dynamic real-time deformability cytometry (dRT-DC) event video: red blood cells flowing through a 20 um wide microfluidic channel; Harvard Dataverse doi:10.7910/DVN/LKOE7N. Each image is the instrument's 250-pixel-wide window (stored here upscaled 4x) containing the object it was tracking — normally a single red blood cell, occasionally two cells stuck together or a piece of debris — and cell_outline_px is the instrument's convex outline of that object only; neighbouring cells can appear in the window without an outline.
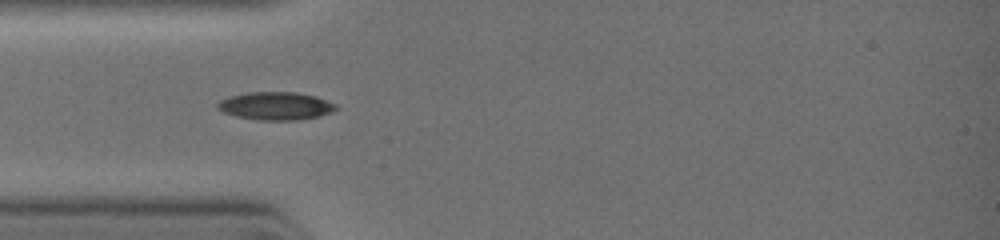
{"species": "common noctule bat (a hibernating species)", "species_latin": "Nyctalus noctula", "temperature_condition": "warm", "stored_images_in_passage": 15, "camera_frame_rate_fps": 3000, "um_per_image_px": 0.085, "animal": {"sex": "female", "body_mass_g": 19.0, "forearm_length_mm": 51.5}, "frame": {"image": 1, "passage_image": 1, "time_ms": 0.0, "image_size_px": [1000, 240], "cell_outline_px": [[336, 108], [332, 112], [320, 116], [296, 120], [260, 120], [236, 116], [224, 112], [216, 108], [216, 104], [220, 100], [228, 96], [248, 92], [296, 92], [316, 96], [336, 104]], "centroid_in_image_um": [23.42, 9.0], "position_along_channel_um": 61.6, "area_um2": 19.31}}
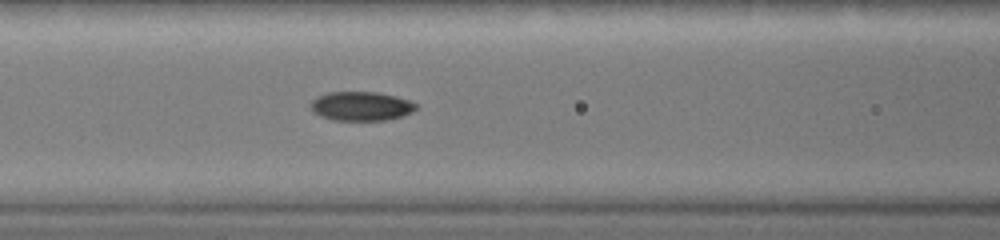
{"frame": {"image": 2, "passage_image": 8, "time_ms": 1.333, "image_size_px": [1000, 240], "cell_outline_px": [[416, 108], [412, 112], [400, 116], [384, 120], [336, 120], [320, 116], [308, 104], [316, 96], [328, 92], [376, 92], [396, 96], [408, 100], [416, 104]], "centroid_in_image_um": [30.66, 9.01], "position_along_channel_um": 135.9, "area_um2": 17.69}}
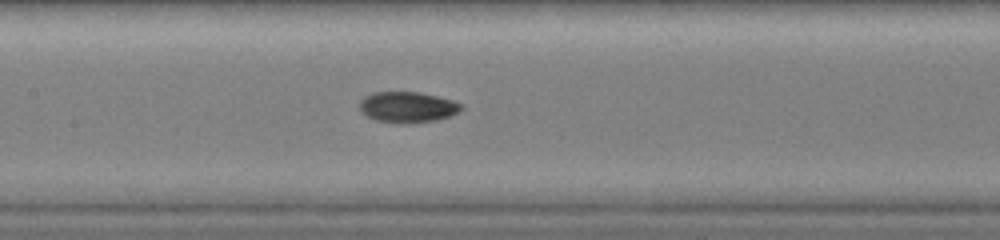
{"frame": {"image": 3, "passage_image": 12, "time_ms": 2.0, "image_size_px": [1000, 240], "cell_outline_px": [[464, 108], [448, 116], [436, 120], [408, 124], [400, 124], [376, 120], [368, 116], [360, 108], [360, 100], [364, 96], [372, 92], [420, 92], [452, 100], [464, 104]], "centroid_in_image_um": [34.65, 9.1], "position_along_channel_um": 172.8, "area_um2": 18.26}}